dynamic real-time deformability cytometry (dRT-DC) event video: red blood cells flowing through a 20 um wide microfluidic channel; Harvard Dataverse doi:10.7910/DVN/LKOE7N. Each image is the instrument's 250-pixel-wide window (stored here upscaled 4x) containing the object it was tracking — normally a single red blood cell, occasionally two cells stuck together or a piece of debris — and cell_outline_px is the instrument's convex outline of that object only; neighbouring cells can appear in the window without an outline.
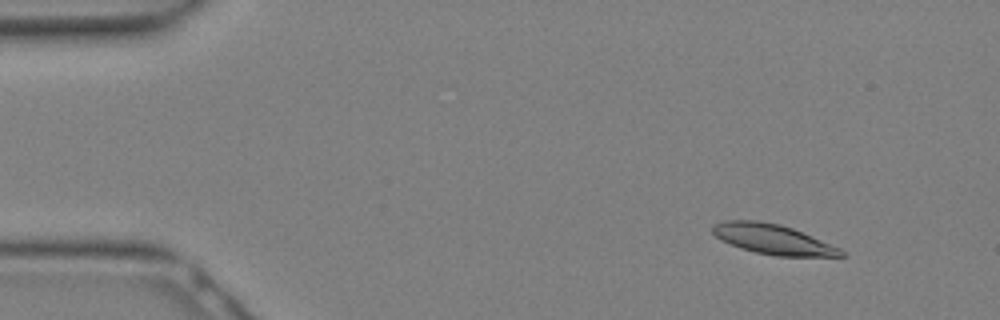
{"species": "Egyptian fruit bat (a non-hibernating species)", "species_latin": "Rousettus aegyptiacus", "temperature_condition": "warm", "stored_images_in_passage": 29, "camera_frame_rate_fps": 3000, "um_per_image_px": 0.085, "animal": {"sex": "female"}, "frame": {"image": 1, "passage_image": 3, "time_ms": 0.667, "image_size_px": [1000, 320], "cell_outline_px": [[844, 256], [776, 256], [756, 252], [740, 248], [720, 240], [712, 232], [712, 224], [724, 220], [760, 220], [780, 224], [792, 228], [840, 248], [844, 252]], "centroid_in_image_um": [65.64, 20.32], "position_along_channel_um": 19.4, "area_um2": 22.37}}
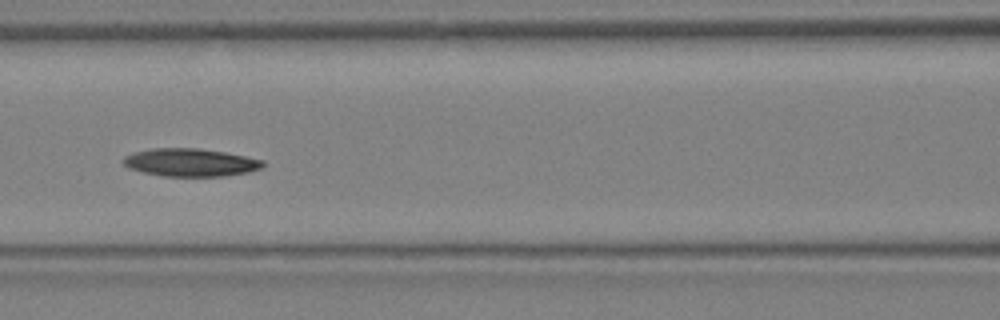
{"frame": {"image": 2, "passage_image": 13, "time_ms": 4.0, "image_size_px": [1000, 320], "cell_outline_px": [[264, 164], [260, 168], [248, 172], [224, 176], [164, 176], [144, 172], [128, 168], [124, 164], [124, 156], [132, 152], [152, 148], [200, 148], [224, 152], [264, 160]], "centroid_in_image_um": [16.17, 13.8], "position_along_channel_um": 150.4, "area_um2": 22.6}}
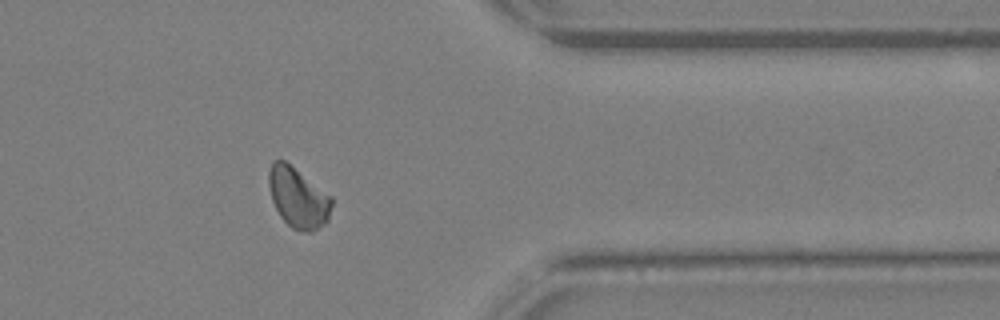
{"frame": {"image": 3, "passage_image": 24, "time_ms": 7.667, "image_size_px": [1000, 320], "cell_outline_px": [[332, 204], [328, 220], [324, 224], [312, 232], [304, 232], [292, 228], [280, 216], [272, 200], [268, 184], [268, 172], [272, 160], [284, 160], [332, 196]], "centroid_in_image_um": [25.33, 16.8], "position_along_channel_um": 386.1, "area_um2": 22.08}}